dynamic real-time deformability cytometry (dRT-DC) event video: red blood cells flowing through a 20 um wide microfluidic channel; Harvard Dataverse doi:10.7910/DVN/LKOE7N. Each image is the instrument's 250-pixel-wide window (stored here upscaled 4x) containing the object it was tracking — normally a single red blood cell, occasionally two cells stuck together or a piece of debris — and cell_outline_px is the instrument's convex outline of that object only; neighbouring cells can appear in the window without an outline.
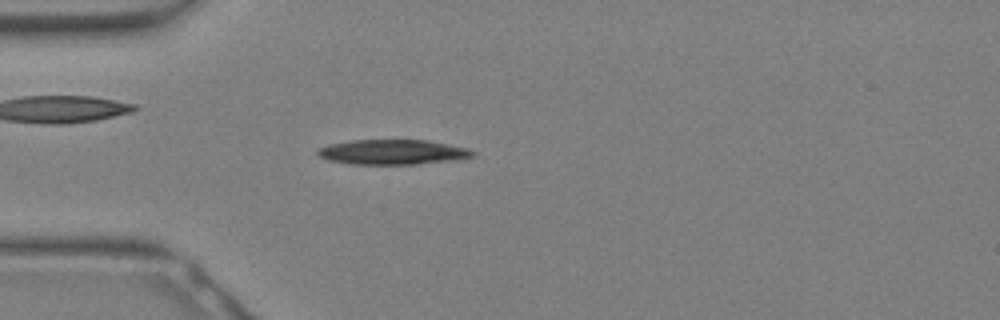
{"species": "Egyptian fruit bat (a non-hibernating species)", "species_latin": "Rousettus aegyptiacus", "temperature_condition": "warm", "stored_images_in_passage": 28, "camera_frame_rate_fps": 3000, "um_per_image_px": 0.085, "animal": {"sex": "female"}, "frame": {"image": 1, "passage_image": 5, "time_ms": 1.333, "image_size_px": [1000, 320], "cell_outline_px": [[476, 156], [452, 160], [416, 164], [352, 164], [328, 160], [320, 156], [316, 152], [316, 148], [328, 144], [352, 140], [428, 140], [468, 148], [476, 152]], "centroid_in_image_um": [33.36, 12.92], "position_along_channel_um": 51.6, "area_um2": 22.6}}
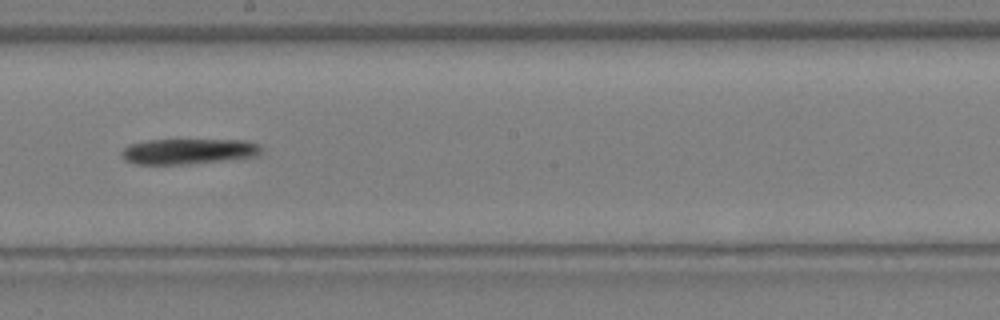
{"frame": {"image": 2, "passage_image": 14, "time_ms": 4.333, "image_size_px": [1000, 320], "cell_outline_px": [[264, 148], [256, 156], [188, 164], [136, 164], [124, 160], [120, 152], [128, 144], [148, 140], [248, 140], [260, 144]], "centroid_in_image_um": [16.01, 12.85], "position_along_channel_um": 232.2, "area_um2": 20.81}}
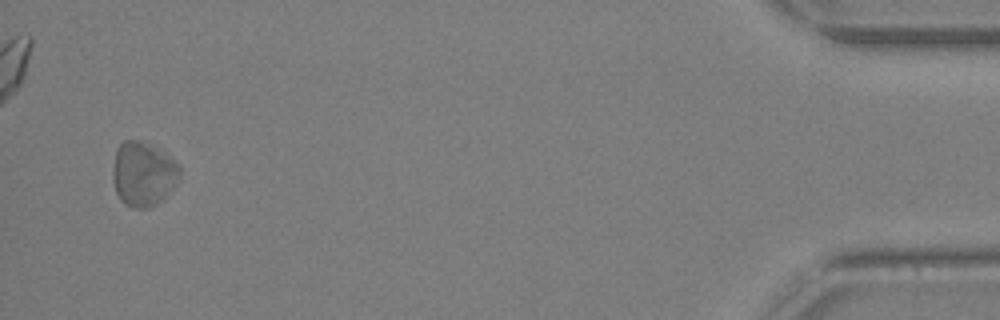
{"frame": {"image": 3, "passage_image": 27, "time_ms": 8.667, "image_size_px": [1000, 320], "cell_outline_px": [[180, 176], [176, 184], [156, 204], [148, 208], [132, 208], [124, 204], [120, 200], [116, 192], [112, 180], [112, 172], [116, 148], [124, 140], [140, 140], [164, 148], [180, 164]], "centroid_in_image_um": [12.19, 14.74], "position_along_channel_um": 423.0, "area_um2": 25.84}}